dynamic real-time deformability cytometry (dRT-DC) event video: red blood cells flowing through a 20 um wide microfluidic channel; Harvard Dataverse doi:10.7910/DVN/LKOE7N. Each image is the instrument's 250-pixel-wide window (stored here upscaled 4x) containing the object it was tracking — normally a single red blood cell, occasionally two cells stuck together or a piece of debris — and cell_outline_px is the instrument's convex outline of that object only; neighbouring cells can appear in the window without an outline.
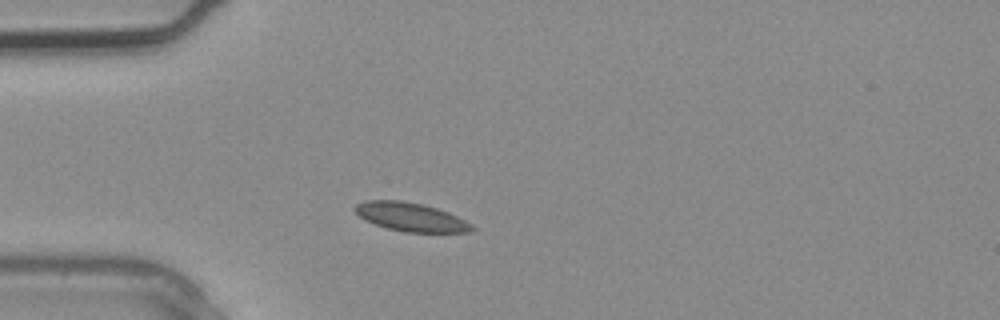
{"species": "common noctule bat (a hibernating species)", "species_latin": "Nyctalus noctula", "temperature_condition": "warm", "stored_images_in_passage": 3, "camera_frame_rate_fps": 3000, "um_per_image_px": 0.085, "animal": {"sex": "male", "body_mass_g": 20.4}, "frame": {"image": 1, "passage_image": 3, "time_ms": 0.667, "image_size_px": [1000, 320], "cell_outline_px": [[476, 228], [472, 232], [404, 232], [388, 228], [364, 220], [352, 208], [356, 204], [364, 200], [400, 200], [420, 204], [436, 208], [448, 212], [472, 224]], "centroid_in_image_um": [34.9, 18.44], "position_along_channel_um": 50.1, "area_um2": 19.42}}